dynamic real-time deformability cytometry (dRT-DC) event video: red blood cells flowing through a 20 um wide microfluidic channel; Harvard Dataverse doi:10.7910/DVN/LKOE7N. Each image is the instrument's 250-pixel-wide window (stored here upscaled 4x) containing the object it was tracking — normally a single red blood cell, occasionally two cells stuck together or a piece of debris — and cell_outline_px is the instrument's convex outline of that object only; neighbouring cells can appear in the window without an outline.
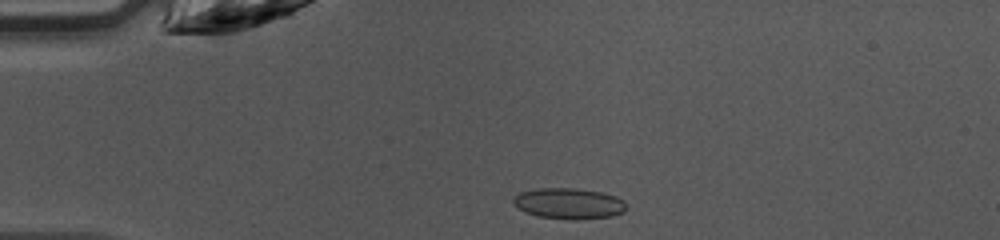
{"species": "common noctule bat (a hibernating species)", "species_latin": "Nyctalus noctula", "temperature_condition": "warm", "stored_images_in_passage": 37, "camera_frame_rate_fps": 3000, "um_per_image_px": 0.085, "animal": {"sex": "female", "body_mass_g": 10.0, "forearm_length_mm": 53.1}, "frame": {"image": 1, "passage_image": 1, "time_ms": 0.0, "image_size_px": [1000, 240], "cell_outline_px": [[624, 212], [612, 216], [576, 220], [572, 220], [536, 216], [524, 212], [512, 204], [512, 200], [520, 192], [536, 188], [576, 188], [600, 192], [616, 196], [624, 200]], "centroid_in_image_um": [48.31, 17.3], "position_along_channel_um": 36.7, "area_um2": 20.46}}
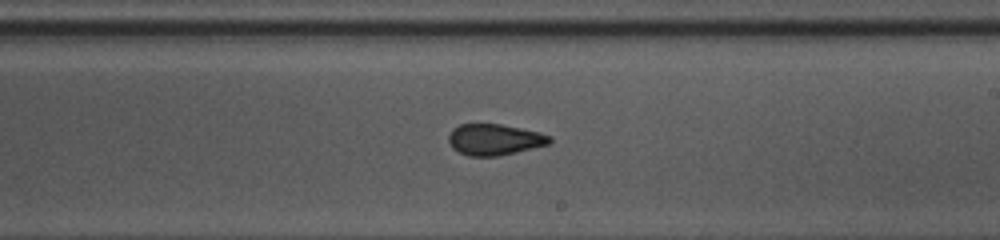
{"frame": {"image": 2, "passage_image": 18, "time_ms": 5.667, "image_size_px": [1000, 240], "cell_outline_px": [[552, 140], [548, 144], [500, 156], [468, 156], [452, 148], [448, 140], [448, 136], [452, 128], [460, 124], [500, 124], [540, 132], [552, 136]], "centroid_in_image_um": [42.02, 11.86], "position_along_channel_um": 247.0, "area_um2": 18.38}}
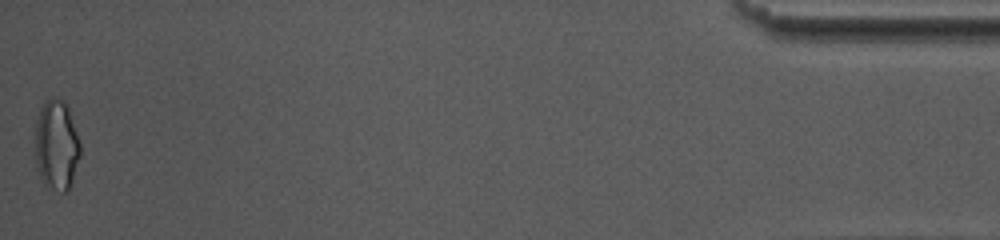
{"frame": {"image": 3, "passage_image": 37, "time_ms": 12.0, "image_size_px": [1000, 240], "cell_outline_px": [[80, 156], [68, 192], [64, 192], [44, 184], [36, 168], [36, 120], [40, 108], [44, 100], [52, 96], [64, 100], [68, 104], [80, 144]], "centroid_in_image_um": [4.8, 12.27], "position_along_channel_um": 430.4, "area_um2": 23.81}, "authors_computed_cell_mechanics": {"area_um2": 18.6694, "velocity_mm_per_s": 4.2925, "shape_relaxation_time_tau1_ms": null, "shape_relaxation_time_tau2_ms": 1.8186, "deformation_change_tau1": null, "deformation_change_tau2": 0.0795}}